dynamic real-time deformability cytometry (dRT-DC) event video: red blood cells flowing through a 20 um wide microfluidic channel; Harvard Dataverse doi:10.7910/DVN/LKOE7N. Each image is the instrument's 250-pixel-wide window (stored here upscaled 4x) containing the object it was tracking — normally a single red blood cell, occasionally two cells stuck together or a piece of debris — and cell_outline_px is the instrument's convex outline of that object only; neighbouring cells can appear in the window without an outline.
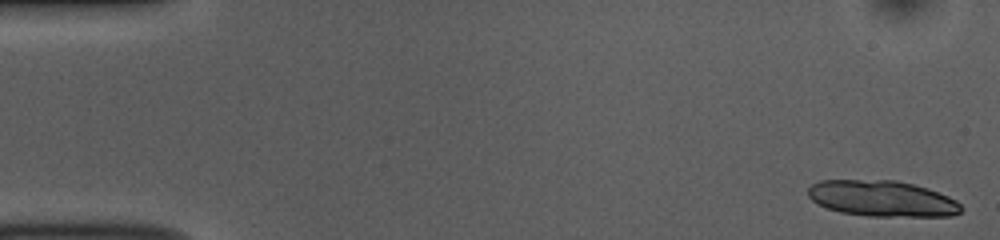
{"species": "common noctule bat (a hibernating species)", "species_latin": "Nyctalus noctula", "temperature_condition": "room temperature", "stored_images_in_passage": 52, "segment_of_instrument_passage": [1, 2], "camera_frame_rate_fps": 3000, "um_per_image_px": 0.085, "animal": {"sex": "female", "body_mass_g": 10.0, "forearm_length_mm": 53.1}, "frame": {"image": 1, "passage_image": 1, "time_ms": 0.0, "image_size_px": [1000, 240], "cell_outline_px": [[960, 212], [952, 216], [868, 216], [840, 212], [828, 208], [812, 200], [808, 196], [808, 188], [812, 184], [820, 180], [896, 180], [928, 188], [948, 196], [956, 200], [960, 204]], "centroid_in_image_um": [74.97, 16.87], "position_along_channel_um": 10.0, "area_um2": 31.96}}